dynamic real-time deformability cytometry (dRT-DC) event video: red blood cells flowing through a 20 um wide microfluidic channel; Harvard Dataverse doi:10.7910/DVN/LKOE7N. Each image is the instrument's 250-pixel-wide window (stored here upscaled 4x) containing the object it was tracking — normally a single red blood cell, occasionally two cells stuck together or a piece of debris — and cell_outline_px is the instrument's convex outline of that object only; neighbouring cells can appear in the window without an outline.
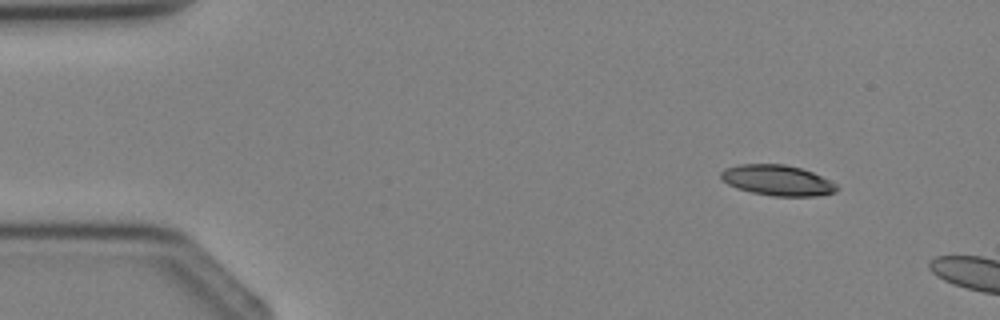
{"species": "Egyptian fruit bat (a non-hibernating species)", "species_latin": "Rousettus aegyptiacus", "temperature_condition": "cold", "stored_images_in_passage": 4, "camera_frame_rate_fps": 3000, "um_per_image_px": 0.085, "animal": {"sex": "female"}, "frame": {"image": 1, "passage_image": 2, "time_ms": 1.333, "image_size_px": [1000, 320], "cell_outline_px": [[836, 192], [820, 196], [772, 196], [752, 192], [736, 188], [728, 184], [720, 176], [720, 172], [724, 168], [740, 164], [784, 164], [800, 168], [812, 172], [836, 184]], "centroid_in_image_um": [66.05, 15.33], "position_along_channel_um": 18.9, "area_um2": 20.52}}